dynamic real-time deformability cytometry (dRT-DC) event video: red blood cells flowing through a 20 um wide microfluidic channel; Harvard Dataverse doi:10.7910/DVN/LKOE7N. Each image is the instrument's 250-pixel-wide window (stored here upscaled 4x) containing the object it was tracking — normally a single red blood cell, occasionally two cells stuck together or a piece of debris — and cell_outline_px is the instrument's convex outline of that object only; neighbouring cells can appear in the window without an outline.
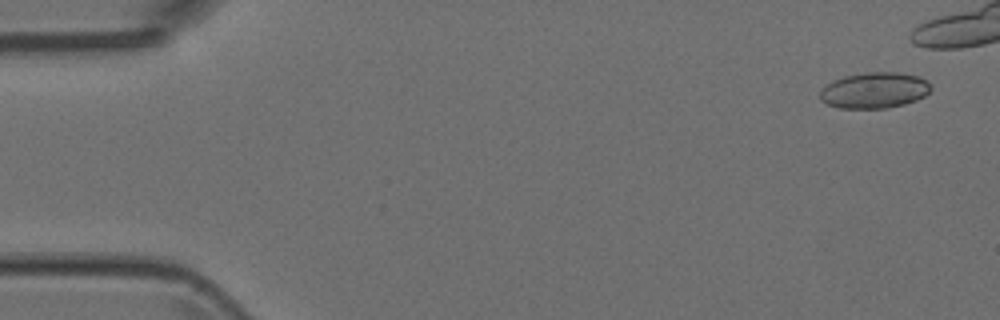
{"species": "Egyptian fruit bat (a non-hibernating species)", "species_latin": "Rousettus aegyptiacus", "temperature_condition": "room temperature", "stored_images_in_passage": 9, "camera_frame_rate_fps": 3000, "um_per_image_px": 0.085, "animal": {"sex": "female"}, "frame": {"image": 1, "passage_image": 1, "time_ms": 0.0, "image_size_px": [1000, 320], "cell_outline_px": [[932, 88], [924, 96], [916, 100], [904, 104], [888, 108], [840, 108], [828, 104], [820, 100], [820, 92], [832, 80], [844, 76], [864, 72], [896, 72], [920, 76], [928, 80]], "centroid_in_image_um": [74.35, 7.67], "position_along_channel_um": 10.7, "area_um2": 23.29}}
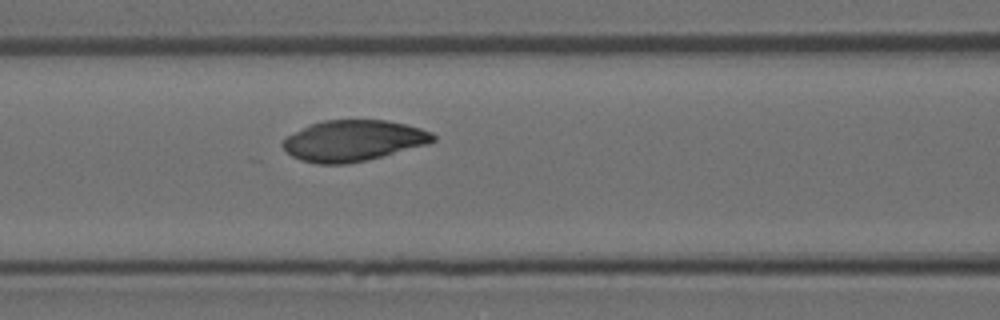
{"frame": {"image": 2, "passage_image": 9, "time_ms": 2.667, "image_size_px": [1000, 320], "cell_outline_px": [[436, 140], [428, 144], [364, 160], [344, 164], [316, 164], [300, 160], [292, 156], [280, 144], [288, 136], [312, 124], [324, 120], [388, 120], [420, 128], [432, 132], [436, 136]], "centroid_in_image_um": [30.04, 11.95], "position_along_channel_um": 136.6, "area_um2": 35.43}}